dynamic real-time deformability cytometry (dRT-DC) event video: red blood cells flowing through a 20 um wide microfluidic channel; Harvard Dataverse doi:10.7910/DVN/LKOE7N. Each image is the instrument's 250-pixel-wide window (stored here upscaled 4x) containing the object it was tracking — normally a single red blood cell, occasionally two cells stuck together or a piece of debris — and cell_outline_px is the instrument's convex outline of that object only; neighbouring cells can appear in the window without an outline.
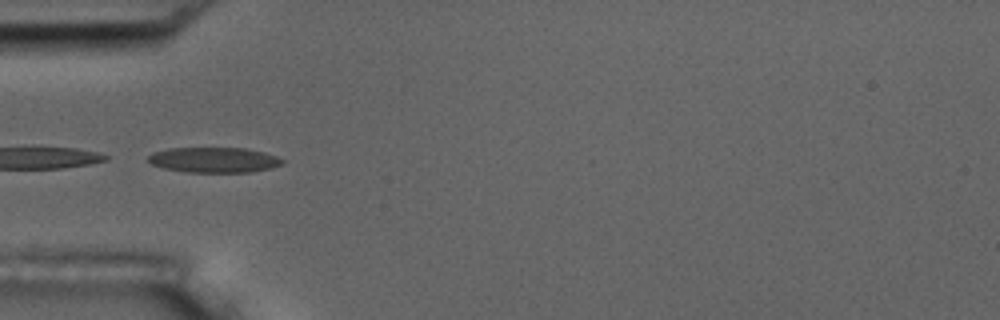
{"species": "common noctule bat (a hibernating species)", "species_latin": "Nyctalus noctula", "temperature_condition": "room temperature", "stored_images_in_passage": 5, "camera_frame_rate_fps": 3000, "um_per_image_px": 0.085, "animal": {"sex": "male", "body_mass_g": 17.5, "forearm_length_mm": 52.3}, "frame": {"image": 1, "passage_image": 3, "time_ms": 3.0, "image_size_px": [1000, 320], "cell_outline_px": [[284, 164], [252, 172], [184, 172], [164, 168], [152, 164], [148, 160], [148, 156], [152, 152], [168, 148], [244, 148], [264, 152], [276, 156], [284, 160]], "centroid_in_image_um": [18.18, 13.59], "position_along_channel_um": 66.8, "area_um2": 19.77}}